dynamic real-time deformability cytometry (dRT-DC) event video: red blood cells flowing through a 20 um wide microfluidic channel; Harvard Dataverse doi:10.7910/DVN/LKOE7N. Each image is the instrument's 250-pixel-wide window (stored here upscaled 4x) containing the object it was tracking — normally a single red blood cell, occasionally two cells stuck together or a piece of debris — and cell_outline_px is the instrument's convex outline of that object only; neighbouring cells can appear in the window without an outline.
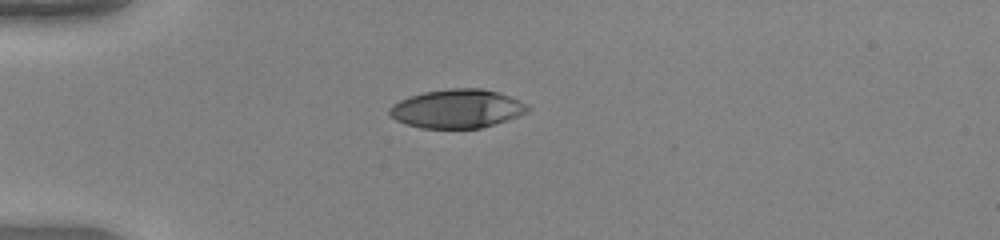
{"species": "human", "species_latin": "Homo sapiens", "temperature_condition": "warm", "stored_images_in_passage": 3, "camera_frame_rate_fps": 3000, "um_per_image_px": 0.085, "donor": {"sex": "female"}, "frame": {"image": 1, "passage_image": 1, "time_ms": 0.0, "image_size_px": [1000, 240], "cell_outline_px": [[532, 108], [528, 112], [508, 120], [480, 128], [420, 128], [404, 124], [396, 120], [388, 112], [388, 108], [392, 104], [408, 96], [424, 92], [448, 88], [484, 88], [520, 100], [528, 104]], "centroid_in_image_um": [38.85, 9.24], "position_along_channel_um": 46.1, "area_um2": 31.44}}